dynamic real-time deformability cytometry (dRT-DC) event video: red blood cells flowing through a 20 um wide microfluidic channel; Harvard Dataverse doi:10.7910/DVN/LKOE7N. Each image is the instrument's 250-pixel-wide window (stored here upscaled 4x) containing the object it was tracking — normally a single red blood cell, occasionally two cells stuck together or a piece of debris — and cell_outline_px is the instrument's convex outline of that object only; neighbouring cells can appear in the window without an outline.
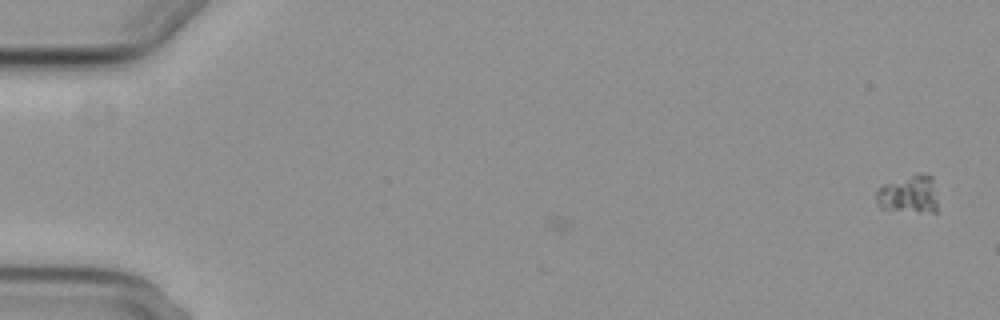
{"species": "common noctule bat (a hibernating species)", "species_latin": "Nyctalus noctula", "temperature_condition": "cold", "stored_images_in_passage": 2, "camera_frame_rate_fps": 3000, "um_per_image_px": 0.085, "animal": {"sex": "female", "body_mass_g": 29.2, "forearm_length_mm": 56.3}, "frame": {"image": 1, "passage_image": 2, "time_ms": 1.333, "image_size_px": [1000, 320], "cell_outline_px": [[936, 212], [920, 212], [884, 208], [876, 204], [876, 188], [884, 184], [920, 172], [928, 172], [932, 176], [936, 200]], "centroid_in_image_um": [77.24, 16.48], "position_along_channel_um": 7.8, "area_um2": 13.58}}